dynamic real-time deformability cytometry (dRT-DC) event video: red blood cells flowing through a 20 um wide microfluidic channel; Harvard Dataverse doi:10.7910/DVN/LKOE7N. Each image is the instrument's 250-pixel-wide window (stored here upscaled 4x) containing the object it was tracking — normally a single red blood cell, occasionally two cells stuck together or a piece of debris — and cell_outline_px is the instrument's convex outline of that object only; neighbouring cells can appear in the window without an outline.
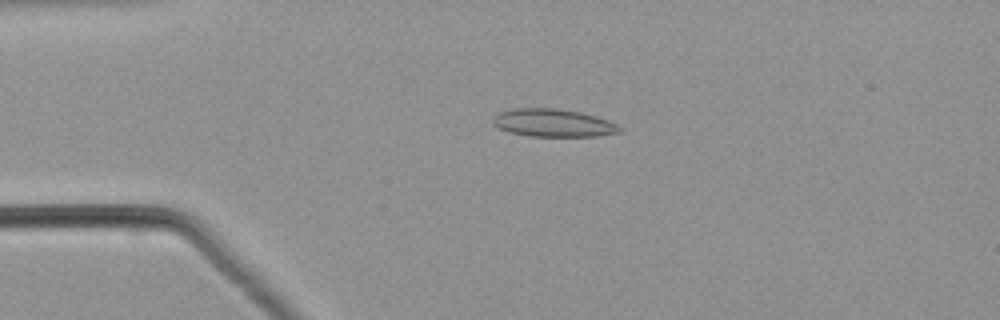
{"species": "common noctule bat (a hibernating species)", "species_latin": "Nyctalus noctula", "temperature_condition": "warm", "stored_images_in_passage": 41, "camera_frame_rate_fps": 3000, "um_per_image_px": 0.085, "animal": {"sex": "male", "body_mass_g": 21.5, "forearm_length_mm": 52.0}, "frame": {"image": 1, "passage_image": 2, "time_ms": 0.333, "image_size_px": [1000, 320], "cell_outline_px": [[624, 128], [620, 132], [596, 136], [528, 136], [508, 132], [492, 124], [492, 120], [496, 112], [512, 108], [556, 108], [580, 112], [596, 116], [608, 120]], "centroid_in_image_um": [46.99, 10.44], "position_along_channel_um": 38.0, "area_um2": 20.75}}
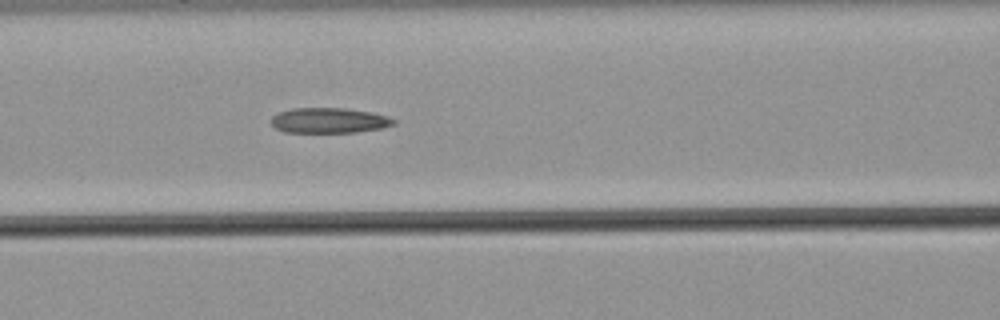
{"frame": {"image": 2, "passage_image": 12, "time_ms": 3.667, "image_size_px": [1000, 320], "cell_outline_px": [[396, 124], [384, 128], [356, 132], [284, 132], [276, 128], [272, 124], [272, 116], [280, 112], [292, 108], [344, 108], [372, 112], [388, 116], [396, 120]], "centroid_in_image_um": [28.02, 10.24], "position_along_channel_um": 138.6, "area_um2": 18.09}}
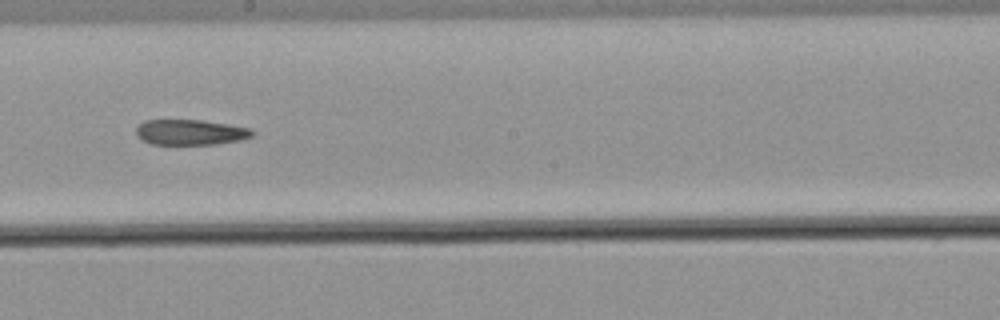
{"frame": {"image": 3, "passage_image": 19, "time_ms": 6.0, "image_size_px": [1000, 320], "cell_outline_px": [[256, 132], [252, 136], [240, 140], [216, 144], [152, 144], [136, 136], [136, 128], [144, 120], [200, 120], [228, 124], [248, 128]], "centroid_in_image_um": [16.18, 11.24], "position_along_channel_um": 232.0, "area_um2": 17.11}}